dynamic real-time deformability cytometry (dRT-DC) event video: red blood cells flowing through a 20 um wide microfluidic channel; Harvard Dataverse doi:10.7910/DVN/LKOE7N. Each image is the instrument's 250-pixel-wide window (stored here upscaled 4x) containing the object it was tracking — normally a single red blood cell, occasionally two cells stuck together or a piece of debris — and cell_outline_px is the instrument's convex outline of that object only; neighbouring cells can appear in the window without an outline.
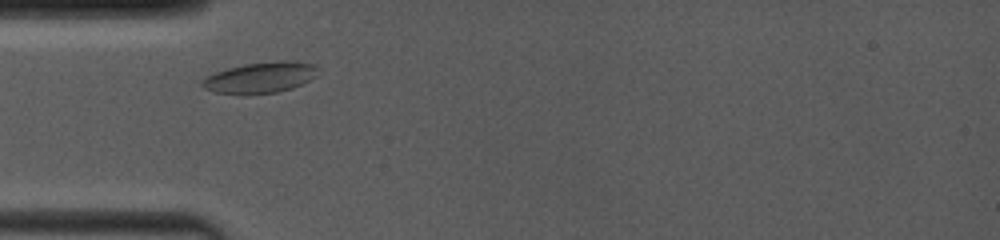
{"species": "common noctule bat (a hibernating species)", "species_latin": "Nyctalus noctula", "temperature_condition": "room temperature", "stored_images_in_passage": 6, "camera_frame_rate_fps": 4000, "um_per_image_px": 0.085, "animal": {"sex": "female", "body_mass_g": 19.0, "forearm_length_mm": 53.3}, "frame": {"image": 1, "passage_image": 1, "time_ms": 0.0, "image_size_px": [1000, 240], "cell_outline_px": [[316, 76], [312, 80], [292, 88], [276, 92], [244, 96], [216, 92], [204, 88], [200, 84], [200, 80], [212, 72], [244, 64], [276, 60], [288, 60], [312, 64], [316, 68]], "centroid_in_image_um": [22.07, 6.6], "position_along_channel_um": 62.9, "area_um2": 21.33}}
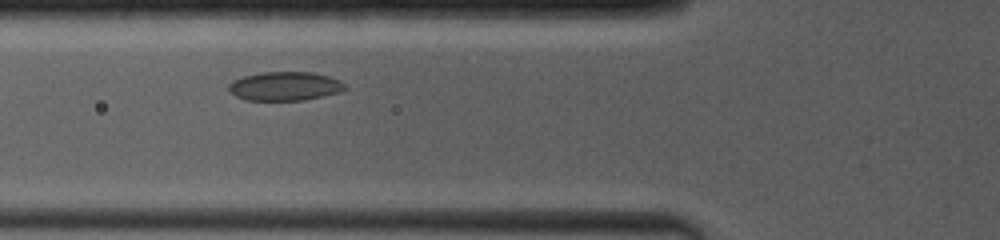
{"frame": {"image": 2, "passage_image": 3, "time_ms": 1.0, "image_size_px": [1000, 240], "cell_outline_px": [[348, 88], [340, 92], [304, 100], [244, 100], [236, 96], [228, 88], [228, 84], [232, 80], [244, 76], [264, 72], [312, 72], [328, 76], [340, 80]], "centroid_in_image_um": [24.22, 7.32], "position_along_channel_um": 101.6, "area_um2": 19.54}}
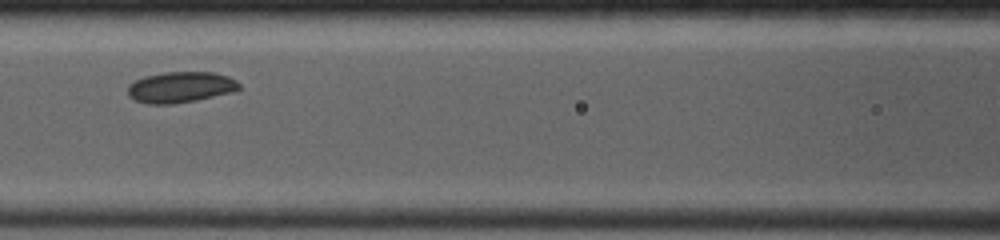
{"frame": {"image": 3, "passage_image": 5, "time_ms": 2.25, "image_size_px": [1000, 240], "cell_outline_px": [[240, 88], [232, 92], [196, 100], [172, 104], [148, 104], [136, 100], [128, 96], [128, 84], [144, 76], [164, 72], [216, 72], [228, 76], [236, 80], [240, 84]], "centroid_in_image_um": [15.34, 7.4], "position_along_channel_um": 151.3, "area_um2": 20.11}}